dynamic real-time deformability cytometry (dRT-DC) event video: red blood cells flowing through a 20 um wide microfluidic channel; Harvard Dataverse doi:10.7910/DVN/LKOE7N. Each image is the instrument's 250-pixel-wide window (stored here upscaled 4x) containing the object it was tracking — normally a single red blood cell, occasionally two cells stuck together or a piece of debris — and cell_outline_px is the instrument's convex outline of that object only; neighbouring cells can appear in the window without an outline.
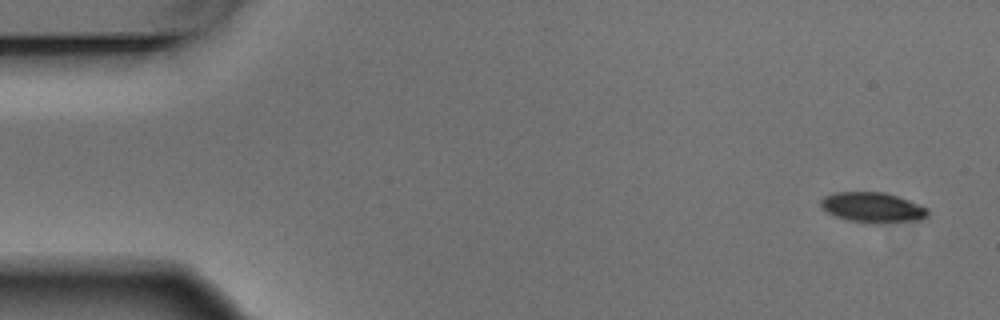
{"species": "Egyptian fruit bat (a non-hibernating species)", "species_latin": "Rousettus aegyptiacus", "temperature_condition": "warm", "stored_images_in_passage": 4, "camera_frame_rate_fps": 3000, "um_per_image_px": 0.085, "animal": {"sex": "male"}, "frame": {"image": 1, "passage_image": 1, "time_ms": 0.0, "image_size_px": [1000, 320], "cell_outline_px": [[928, 216], [920, 220], [876, 224], [848, 220], [836, 216], [828, 212], [820, 204], [820, 200], [824, 196], [832, 192], [884, 192], [908, 200], [928, 208]], "centroid_in_image_um": [74.18, 17.64], "position_along_channel_um": 10.8, "area_um2": 18.84}}
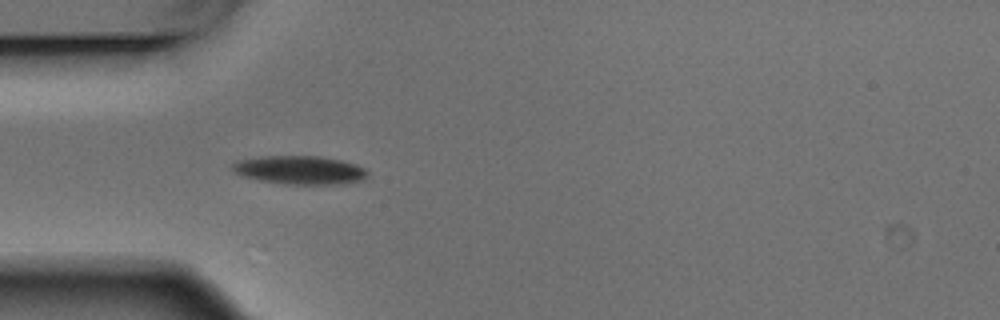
{"frame": {"image": 2, "passage_image": 4, "time_ms": 1.0, "image_size_px": [1000, 320], "cell_outline_px": [[368, 172], [364, 180], [344, 184], [284, 184], [260, 180], [244, 176], [236, 172], [232, 168], [232, 164], [236, 160], [264, 156], [320, 156], [340, 160], [356, 164], [364, 168]], "centroid_in_image_um": [25.51, 14.45], "position_along_channel_um": 59.5, "area_um2": 22.43}}